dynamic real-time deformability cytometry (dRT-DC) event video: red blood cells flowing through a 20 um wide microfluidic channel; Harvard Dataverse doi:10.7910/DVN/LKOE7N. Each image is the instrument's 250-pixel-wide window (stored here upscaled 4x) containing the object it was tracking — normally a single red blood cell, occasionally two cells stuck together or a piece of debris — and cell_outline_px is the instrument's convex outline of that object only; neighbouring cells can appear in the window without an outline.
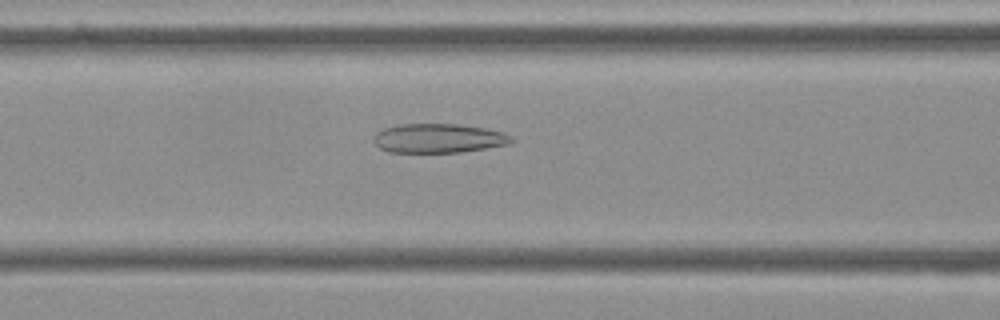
{"species": "Egyptian fruit bat (a non-hibernating species)", "species_latin": "Rousettus aegyptiacus", "temperature_condition": "cold", "stored_images_in_passage": 55, "camera_frame_rate_fps": 3000, "um_per_image_px": 0.085, "frame": {"image": 1, "passage_image": 22, "time_ms": 7.0, "image_size_px": [1000, 320], "cell_outline_px": [[516, 140], [512, 144], [460, 152], [388, 152], [380, 148], [372, 140], [372, 136], [376, 132], [384, 128], [400, 124], [460, 124], [488, 128], [504, 132], [512, 136]], "centroid_in_image_um": [37.32, 11.75], "position_along_channel_um": 129.3, "area_um2": 23.81}}
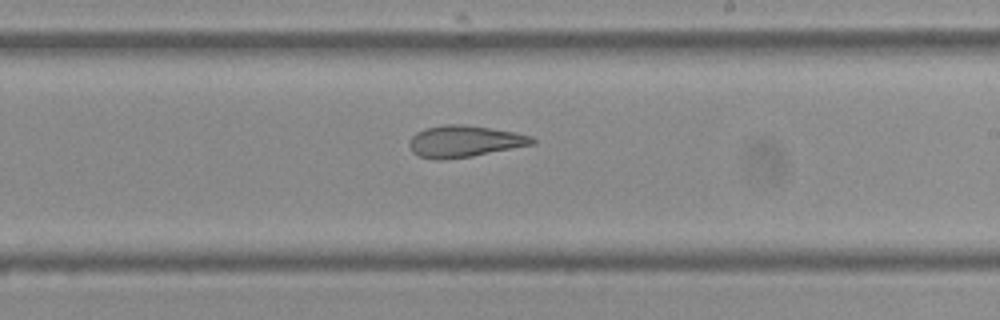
{"frame": {"image": 2, "passage_image": 32, "time_ms": 10.333, "image_size_px": [1000, 320], "cell_outline_px": [[536, 144], [472, 156], [444, 160], [436, 160], [420, 156], [412, 152], [408, 144], [412, 136], [416, 132], [424, 128], [444, 124], [464, 124], [516, 132], [532, 136], [536, 140]], "centroid_in_image_um": [39.48, 12.01], "position_along_channel_um": 249.5, "area_um2": 22.89}}
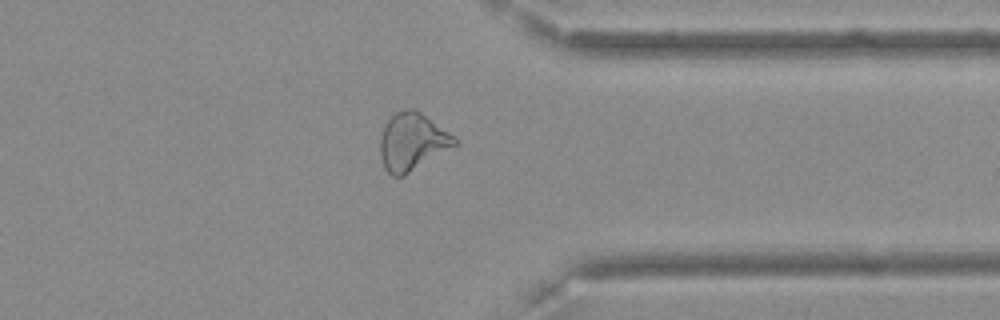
{"frame": {"image": 3, "passage_image": 43, "time_ms": 14.0, "image_size_px": [1000, 320], "cell_outline_px": [[460, 144], [404, 176], [392, 176], [384, 168], [380, 156], [380, 136], [384, 124], [396, 112], [408, 108], [416, 108], [460, 140]], "centroid_in_image_um": [35.07, 12.05], "position_along_channel_um": 376.3, "area_um2": 25.43}, "authors_computed_cell_mechanics": {"area_um2": 25.8944, "velocity_mm_per_s": 3.6078, "shape_relaxation_time_tau1_ms": null, "shape_relaxation_time_tau2_ms": 2.5117, "deformation_change_tau1": null, "deformation_change_tau2": 0.1135}}